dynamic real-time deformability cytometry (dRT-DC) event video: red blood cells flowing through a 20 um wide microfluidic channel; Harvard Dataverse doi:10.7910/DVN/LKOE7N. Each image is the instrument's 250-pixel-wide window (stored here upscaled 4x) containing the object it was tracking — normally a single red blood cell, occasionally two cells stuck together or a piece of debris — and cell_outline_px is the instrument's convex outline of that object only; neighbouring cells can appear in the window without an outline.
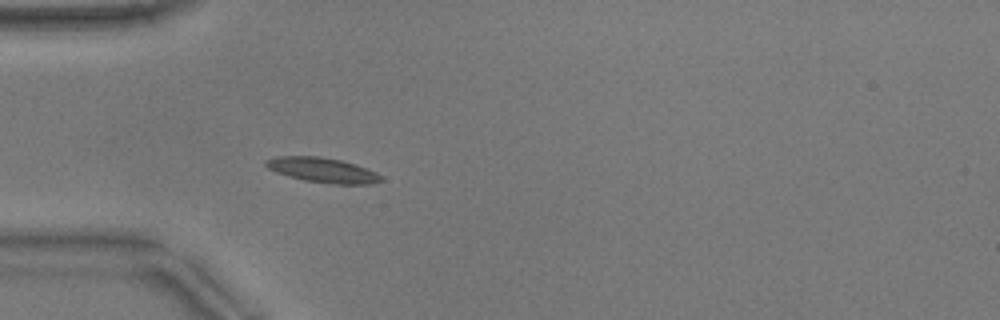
{"species": "common noctule bat (a hibernating species)", "species_latin": "Nyctalus noctula", "temperature_condition": "warm", "stored_images_in_passage": 38, "camera_frame_rate_fps": 3000, "um_per_image_px": 0.085, "animal": {"sex": "male", "body_mass_g": 17.9}, "frame": {"image": 1, "passage_image": 1, "time_ms": 0.0, "image_size_px": [1000, 320], "cell_outline_px": [[384, 180], [372, 184], [336, 184], [304, 180], [288, 176], [276, 172], [268, 168], [264, 164], [264, 160], [276, 156], [320, 156], [340, 160], [356, 164], [376, 172]], "centroid_in_image_um": [27.41, 14.45], "position_along_channel_um": 57.6, "area_um2": 16.7}}
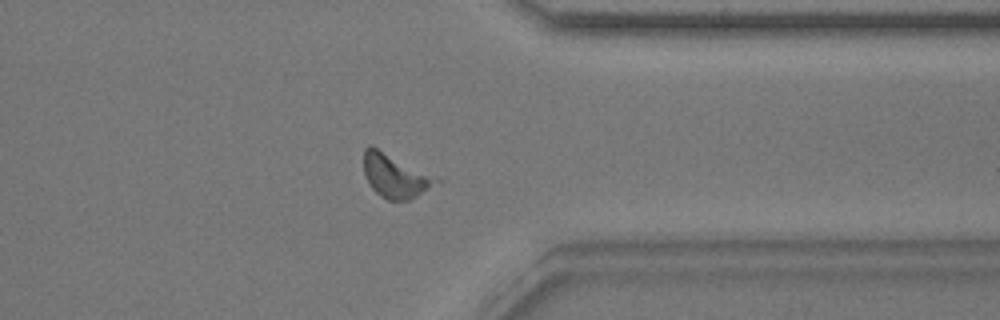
{"frame": {"image": 2, "passage_image": 27, "time_ms": 8.667, "image_size_px": [1000, 320], "cell_outline_px": [[444, 180], [416, 196], [408, 200], [388, 200], [380, 196], [368, 184], [364, 172], [364, 148], [368, 144], [372, 144]], "centroid_in_image_um": [33.59, 14.91], "position_along_channel_um": 377.8, "area_um2": 18.79}}
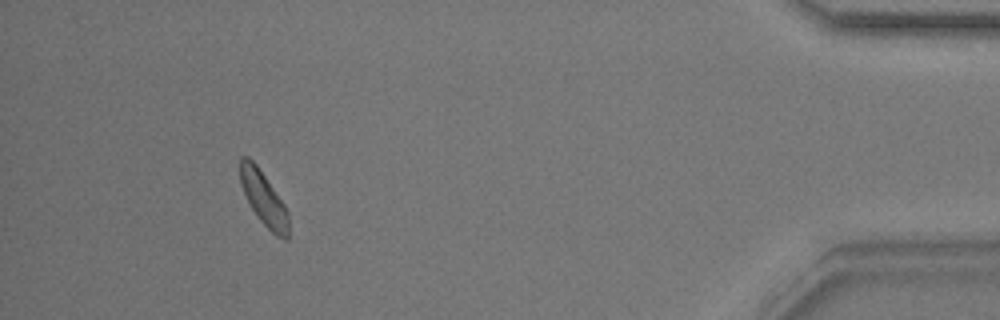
{"frame": {"image": 3, "passage_image": 34, "time_ms": 11.0, "image_size_px": [1000, 320], "cell_outline_px": [[288, 240], [284, 240], [276, 236], [256, 216], [240, 184], [240, 156], [248, 156], [256, 164], [284, 204], [288, 212]], "centroid_in_image_um": [22.41, 16.88], "position_along_channel_um": 412.8, "area_um2": 14.97}, "authors_computed_cell_mechanics": {"area_um2": 16.184, "velocity_mm_per_s": 3.8058, "shape_relaxation_time_tau1_ms": null, "shape_relaxation_time_tau2_ms": 5.4042, "deformation_change_tau1": null, "deformation_change_tau2": 0.1885}}